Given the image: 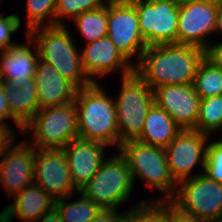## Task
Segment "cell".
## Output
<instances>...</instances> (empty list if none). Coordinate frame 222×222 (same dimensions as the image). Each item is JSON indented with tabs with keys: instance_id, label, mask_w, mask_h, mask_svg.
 I'll return each mask as SVG.
<instances>
[{
	"instance_id": "obj_1",
	"label": "cell",
	"mask_w": 222,
	"mask_h": 222,
	"mask_svg": "<svg viewBox=\"0 0 222 222\" xmlns=\"http://www.w3.org/2000/svg\"><path fill=\"white\" fill-rule=\"evenodd\" d=\"M204 57L205 50L196 46L152 45L142 53L134 71L151 89L165 85L193 84Z\"/></svg>"
},
{
	"instance_id": "obj_15",
	"label": "cell",
	"mask_w": 222,
	"mask_h": 222,
	"mask_svg": "<svg viewBox=\"0 0 222 222\" xmlns=\"http://www.w3.org/2000/svg\"><path fill=\"white\" fill-rule=\"evenodd\" d=\"M154 103L162 108L183 129H195L201 97L192 84L156 87Z\"/></svg>"
},
{
	"instance_id": "obj_25",
	"label": "cell",
	"mask_w": 222,
	"mask_h": 222,
	"mask_svg": "<svg viewBox=\"0 0 222 222\" xmlns=\"http://www.w3.org/2000/svg\"><path fill=\"white\" fill-rule=\"evenodd\" d=\"M192 85L201 99L222 95V69L204 57Z\"/></svg>"
},
{
	"instance_id": "obj_27",
	"label": "cell",
	"mask_w": 222,
	"mask_h": 222,
	"mask_svg": "<svg viewBox=\"0 0 222 222\" xmlns=\"http://www.w3.org/2000/svg\"><path fill=\"white\" fill-rule=\"evenodd\" d=\"M194 130L208 136L222 130V95L201 99Z\"/></svg>"
},
{
	"instance_id": "obj_21",
	"label": "cell",
	"mask_w": 222,
	"mask_h": 222,
	"mask_svg": "<svg viewBox=\"0 0 222 222\" xmlns=\"http://www.w3.org/2000/svg\"><path fill=\"white\" fill-rule=\"evenodd\" d=\"M181 130L169 114L154 103L145 117L143 131L137 140L165 149Z\"/></svg>"
},
{
	"instance_id": "obj_7",
	"label": "cell",
	"mask_w": 222,
	"mask_h": 222,
	"mask_svg": "<svg viewBox=\"0 0 222 222\" xmlns=\"http://www.w3.org/2000/svg\"><path fill=\"white\" fill-rule=\"evenodd\" d=\"M32 132L35 149L63 148L78 137L77 109L74 102L39 109L24 126Z\"/></svg>"
},
{
	"instance_id": "obj_36",
	"label": "cell",
	"mask_w": 222,
	"mask_h": 222,
	"mask_svg": "<svg viewBox=\"0 0 222 222\" xmlns=\"http://www.w3.org/2000/svg\"><path fill=\"white\" fill-rule=\"evenodd\" d=\"M168 222H202V221L181 212L175 206H173L172 201L169 200Z\"/></svg>"
},
{
	"instance_id": "obj_18",
	"label": "cell",
	"mask_w": 222,
	"mask_h": 222,
	"mask_svg": "<svg viewBox=\"0 0 222 222\" xmlns=\"http://www.w3.org/2000/svg\"><path fill=\"white\" fill-rule=\"evenodd\" d=\"M26 36L25 44L16 42L10 49L0 51V79L8 85L20 87L34 77L39 55L35 41L28 33ZM32 43L34 52L30 48Z\"/></svg>"
},
{
	"instance_id": "obj_14",
	"label": "cell",
	"mask_w": 222,
	"mask_h": 222,
	"mask_svg": "<svg viewBox=\"0 0 222 222\" xmlns=\"http://www.w3.org/2000/svg\"><path fill=\"white\" fill-rule=\"evenodd\" d=\"M35 156L36 149L28 140L13 143L1 155L0 184L7 194L12 195L11 197L34 183Z\"/></svg>"
},
{
	"instance_id": "obj_10",
	"label": "cell",
	"mask_w": 222,
	"mask_h": 222,
	"mask_svg": "<svg viewBox=\"0 0 222 222\" xmlns=\"http://www.w3.org/2000/svg\"><path fill=\"white\" fill-rule=\"evenodd\" d=\"M146 45L177 44L179 6L172 0H135Z\"/></svg>"
},
{
	"instance_id": "obj_35",
	"label": "cell",
	"mask_w": 222,
	"mask_h": 222,
	"mask_svg": "<svg viewBox=\"0 0 222 222\" xmlns=\"http://www.w3.org/2000/svg\"><path fill=\"white\" fill-rule=\"evenodd\" d=\"M13 130L11 126L0 123V157L16 141Z\"/></svg>"
},
{
	"instance_id": "obj_33",
	"label": "cell",
	"mask_w": 222,
	"mask_h": 222,
	"mask_svg": "<svg viewBox=\"0 0 222 222\" xmlns=\"http://www.w3.org/2000/svg\"><path fill=\"white\" fill-rule=\"evenodd\" d=\"M124 212L118 213V209H104L96 214L90 222H126Z\"/></svg>"
},
{
	"instance_id": "obj_34",
	"label": "cell",
	"mask_w": 222,
	"mask_h": 222,
	"mask_svg": "<svg viewBox=\"0 0 222 222\" xmlns=\"http://www.w3.org/2000/svg\"><path fill=\"white\" fill-rule=\"evenodd\" d=\"M205 58L222 69V42L210 43L205 49Z\"/></svg>"
},
{
	"instance_id": "obj_41",
	"label": "cell",
	"mask_w": 222,
	"mask_h": 222,
	"mask_svg": "<svg viewBox=\"0 0 222 222\" xmlns=\"http://www.w3.org/2000/svg\"><path fill=\"white\" fill-rule=\"evenodd\" d=\"M211 222H222V218H218V219L211 221Z\"/></svg>"
},
{
	"instance_id": "obj_5",
	"label": "cell",
	"mask_w": 222,
	"mask_h": 222,
	"mask_svg": "<svg viewBox=\"0 0 222 222\" xmlns=\"http://www.w3.org/2000/svg\"><path fill=\"white\" fill-rule=\"evenodd\" d=\"M118 150L128 164L134 183L138 176L148 186L165 193L161 199L170 200L174 196L177 183L170 174L164 148L133 140L121 144Z\"/></svg>"
},
{
	"instance_id": "obj_39",
	"label": "cell",
	"mask_w": 222,
	"mask_h": 222,
	"mask_svg": "<svg viewBox=\"0 0 222 222\" xmlns=\"http://www.w3.org/2000/svg\"><path fill=\"white\" fill-rule=\"evenodd\" d=\"M174 3H176L178 6L188 4L190 2H193L195 0H172Z\"/></svg>"
},
{
	"instance_id": "obj_11",
	"label": "cell",
	"mask_w": 222,
	"mask_h": 222,
	"mask_svg": "<svg viewBox=\"0 0 222 222\" xmlns=\"http://www.w3.org/2000/svg\"><path fill=\"white\" fill-rule=\"evenodd\" d=\"M220 2L221 0H195L180 5L177 44L196 46L205 50L211 43L210 35L215 33Z\"/></svg>"
},
{
	"instance_id": "obj_32",
	"label": "cell",
	"mask_w": 222,
	"mask_h": 222,
	"mask_svg": "<svg viewBox=\"0 0 222 222\" xmlns=\"http://www.w3.org/2000/svg\"><path fill=\"white\" fill-rule=\"evenodd\" d=\"M11 118L16 124L19 133L22 134L24 127L11 115L9 105L6 100L5 82L0 79V123L9 125L6 120Z\"/></svg>"
},
{
	"instance_id": "obj_8",
	"label": "cell",
	"mask_w": 222,
	"mask_h": 222,
	"mask_svg": "<svg viewBox=\"0 0 222 222\" xmlns=\"http://www.w3.org/2000/svg\"><path fill=\"white\" fill-rule=\"evenodd\" d=\"M173 206L202 222L222 218V183L201 173L177 183Z\"/></svg>"
},
{
	"instance_id": "obj_3",
	"label": "cell",
	"mask_w": 222,
	"mask_h": 222,
	"mask_svg": "<svg viewBox=\"0 0 222 222\" xmlns=\"http://www.w3.org/2000/svg\"><path fill=\"white\" fill-rule=\"evenodd\" d=\"M35 41L39 59L54 69L78 89L93 82L87 76L77 48L67 25L37 27L28 32Z\"/></svg>"
},
{
	"instance_id": "obj_6",
	"label": "cell",
	"mask_w": 222,
	"mask_h": 222,
	"mask_svg": "<svg viewBox=\"0 0 222 222\" xmlns=\"http://www.w3.org/2000/svg\"><path fill=\"white\" fill-rule=\"evenodd\" d=\"M111 156L102 162L97 173L79 191L100 208L117 210L129 199L135 184L120 152Z\"/></svg>"
},
{
	"instance_id": "obj_9",
	"label": "cell",
	"mask_w": 222,
	"mask_h": 222,
	"mask_svg": "<svg viewBox=\"0 0 222 222\" xmlns=\"http://www.w3.org/2000/svg\"><path fill=\"white\" fill-rule=\"evenodd\" d=\"M107 25V36L125 58L135 66L147 48L145 39L141 35L136 6L132 2L108 0ZM133 58L136 59L135 62L131 60Z\"/></svg>"
},
{
	"instance_id": "obj_31",
	"label": "cell",
	"mask_w": 222,
	"mask_h": 222,
	"mask_svg": "<svg viewBox=\"0 0 222 222\" xmlns=\"http://www.w3.org/2000/svg\"><path fill=\"white\" fill-rule=\"evenodd\" d=\"M21 18L19 15H0V51L10 49L15 42H12V35L19 30Z\"/></svg>"
},
{
	"instance_id": "obj_22",
	"label": "cell",
	"mask_w": 222,
	"mask_h": 222,
	"mask_svg": "<svg viewBox=\"0 0 222 222\" xmlns=\"http://www.w3.org/2000/svg\"><path fill=\"white\" fill-rule=\"evenodd\" d=\"M5 93L11 115L24 127L40 109L34 77L20 87L5 83Z\"/></svg>"
},
{
	"instance_id": "obj_17",
	"label": "cell",
	"mask_w": 222,
	"mask_h": 222,
	"mask_svg": "<svg viewBox=\"0 0 222 222\" xmlns=\"http://www.w3.org/2000/svg\"><path fill=\"white\" fill-rule=\"evenodd\" d=\"M107 146L101 142L75 138L63 151L68 160L70 176L74 186L80 190L97 173Z\"/></svg>"
},
{
	"instance_id": "obj_23",
	"label": "cell",
	"mask_w": 222,
	"mask_h": 222,
	"mask_svg": "<svg viewBox=\"0 0 222 222\" xmlns=\"http://www.w3.org/2000/svg\"><path fill=\"white\" fill-rule=\"evenodd\" d=\"M71 20L88 44L104 38L108 32V2L104 7L86 11Z\"/></svg>"
},
{
	"instance_id": "obj_37",
	"label": "cell",
	"mask_w": 222,
	"mask_h": 222,
	"mask_svg": "<svg viewBox=\"0 0 222 222\" xmlns=\"http://www.w3.org/2000/svg\"><path fill=\"white\" fill-rule=\"evenodd\" d=\"M36 222H62L60 213L54 207L52 210L43 214Z\"/></svg>"
},
{
	"instance_id": "obj_12",
	"label": "cell",
	"mask_w": 222,
	"mask_h": 222,
	"mask_svg": "<svg viewBox=\"0 0 222 222\" xmlns=\"http://www.w3.org/2000/svg\"><path fill=\"white\" fill-rule=\"evenodd\" d=\"M208 135L194 129H183L165 148L169 171L176 183L204 173ZM201 164L202 172L193 174Z\"/></svg>"
},
{
	"instance_id": "obj_40",
	"label": "cell",
	"mask_w": 222,
	"mask_h": 222,
	"mask_svg": "<svg viewBox=\"0 0 222 222\" xmlns=\"http://www.w3.org/2000/svg\"><path fill=\"white\" fill-rule=\"evenodd\" d=\"M109 1H115V2H132L135 0H109Z\"/></svg>"
},
{
	"instance_id": "obj_19",
	"label": "cell",
	"mask_w": 222,
	"mask_h": 222,
	"mask_svg": "<svg viewBox=\"0 0 222 222\" xmlns=\"http://www.w3.org/2000/svg\"><path fill=\"white\" fill-rule=\"evenodd\" d=\"M13 197L14 201L1 211L0 222H12L15 215L22 222H36L55 207V199L35 183L25 187Z\"/></svg>"
},
{
	"instance_id": "obj_29",
	"label": "cell",
	"mask_w": 222,
	"mask_h": 222,
	"mask_svg": "<svg viewBox=\"0 0 222 222\" xmlns=\"http://www.w3.org/2000/svg\"><path fill=\"white\" fill-rule=\"evenodd\" d=\"M108 0H57L54 16V26L65 25V18L73 19L80 14L104 7Z\"/></svg>"
},
{
	"instance_id": "obj_38",
	"label": "cell",
	"mask_w": 222,
	"mask_h": 222,
	"mask_svg": "<svg viewBox=\"0 0 222 222\" xmlns=\"http://www.w3.org/2000/svg\"><path fill=\"white\" fill-rule=\"evenodd\" d=\"M218 32L220 35H222V2L219 3L217 12L215 34H217Z\"/></svg>"
},
{
	"instance_id": "obj_30",
	"label": "cell",
	"mask_w": 222,
	"mask_h": 222,
	"mask_svg": "<svg viewBox=\"0 0 222 222\" xmlns=\"http://www.w3.org/2000/svg\"><path fill=\"white\" fill-rule=\"evenodd\" d=\"M204 174L210 179L222 183V139L208 142Z\"/></svg>"
},
{
	"instance_id": "obj_26",
	"label": "cell",
	"mask_w": 222,
	"mask_h": 222,
	"mask_svg": "<svg viewBox=\"0 0 222 222\" xmlns=\"http://www.w3.org/2000/svg\"><path fill=\"white\" fill-rule=\"evenodd\" d=\"M126 222H168L169 200L147 199L124 211Z\"/></svg>"
},
{
	"instance_id": "obj_28",
	"label": "cell",
	"mask_w": 222,
	"mask_h": 222,
	"mask_svg": "<svg viewBox=\"0 0 222 222\" xmlns=\"http://www.w3.org/2000/svg\"><path fill=\"white\" fill-rule=\"evenodd\" d=\"M27 31L45 26H54L57 0H27ZM48 18V19H47ZM45 21L46 24H45Z\"/></svg>"
},
{
	"instance_id": "obj_2",
	"label": "cell",
	"mask_w": 222,
	"mask_h": 222,
	"mask_svg": "<svg viewBox=\"0 0 222 222\" xmlns=\"http://www.w3.org/2000/svg\"><path fill=\"white\" fill-rule=\"evenodd\" d=\"M100 83L77 90L78 137L119 148L117 111L114 99L107 96Z\"/></svg>"
},
{
	"instance_id": "obj_4",
	"label": "cell",
	"mask_w": 222,
	"mask_h": 222,
	"mask_svg": "<svg viewBox=\"0 0 222 222\" xmlns=\"http://www.w3.org/2000/svg\"><path fill=\"white\" fill-rule=\"evenodd\" d=\"M121 81L118 98L114 99L119 147L141 136L145 117L154 104L153 89L135 71L127 76H121Z\"/></svg>"
},
{
	"instance_id": "obj_24",
	"label": "cell",
	"mask_w": 222,
	"mask_h": 222,
	"mask_svg": "<svg viewBox=\"0 0 222 222\" xmlns=\"http://www.w3.org/2000/svg\"><path fill=\"white\" fill-rule=\"evenodd\" d=\"M80 199L68 202L64 197L55 200V208L60 213L62 222H90L101 208L93 201L89 200L80 191Z\"/></svg>"
},
{
	"instance_id": "obj_16",
	"label": "cell",
	"mask_w": 222,
	"mask_h": 222,
	"mask_svg": "<svg viewBox=\"0 0 222 222\" xmlns=\"http://www.w3.org/2000/svg\"><path fill=\"white\" fill-rule=\"evenodd\" d=\"M80 54L83 68L93 83H98L95 76H108L117 69L120 70L122 77L134 72V65L125 58L108 36L87 44Z\"/></svg>"
},
{
	"instance_id": "obj_13",
	"label": "cell",
	"mask_w": 222,
	"mask_h": 222,
	"mask_svg": "<svg viewBox=\"0 0 222 222\" xmlns=\"http://www.w3.org/2000/svg\"><path fill=\"white\" fill-rule=\"evenodd\" d=\"M34 183L55 200L79 192L72 182L68 160L62 148L36 149Z\"/></svg>"
},
{
	"instance_id": "obj_20",
	"label": "cell",
	"mask_w": 222,
	"mask_h": 222,
	"mask_svg": "<svg viewBox=\"0 0 222 222\" xmlns=\"http://www.w3.org/2000/svg\"><path fill=\"white\" fill-rule=\"evenodd\" d=\"M34 80L40 109L75 101L78 88L63 78L51 64L38 59Z\"/></svg>"
}]
</instances>
